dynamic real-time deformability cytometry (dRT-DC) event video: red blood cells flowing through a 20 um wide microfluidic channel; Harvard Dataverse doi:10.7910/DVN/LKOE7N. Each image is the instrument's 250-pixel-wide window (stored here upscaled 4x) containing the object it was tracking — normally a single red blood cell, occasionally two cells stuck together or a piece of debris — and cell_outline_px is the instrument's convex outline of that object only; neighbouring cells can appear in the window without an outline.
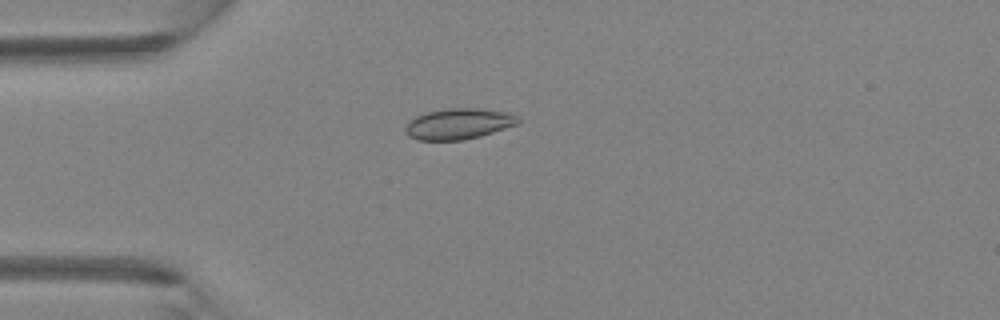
{"species": "Egyptian fruit bat (a non-hibernating species)", "species_latin": "Rousettus aegyptiacus", "temperature_condition": "room temperature", "stored_images_in_passage": 3, "camera_frame_rate_fps": 3000, "um_per_image_px": 0.085, "animal": {"sex": "female"}, "frame": {"image": 1, "passage_image": 2, "time_ms": 0.333, "image_size_px": [1000, 320], "cell_outline_px": [[520, 120], [516, 124], [480, 136], [464, 140], [416, 140], [408, 136], [404, 132], [404, 128], [416, 116], [428, 112], [448, 108], [476, 108], [508, 112], [520, 116]], "centroid_in_image_um": [38.98, 10.53], "position_along_channel_um": 46.0, "area_um2": 20.17}}